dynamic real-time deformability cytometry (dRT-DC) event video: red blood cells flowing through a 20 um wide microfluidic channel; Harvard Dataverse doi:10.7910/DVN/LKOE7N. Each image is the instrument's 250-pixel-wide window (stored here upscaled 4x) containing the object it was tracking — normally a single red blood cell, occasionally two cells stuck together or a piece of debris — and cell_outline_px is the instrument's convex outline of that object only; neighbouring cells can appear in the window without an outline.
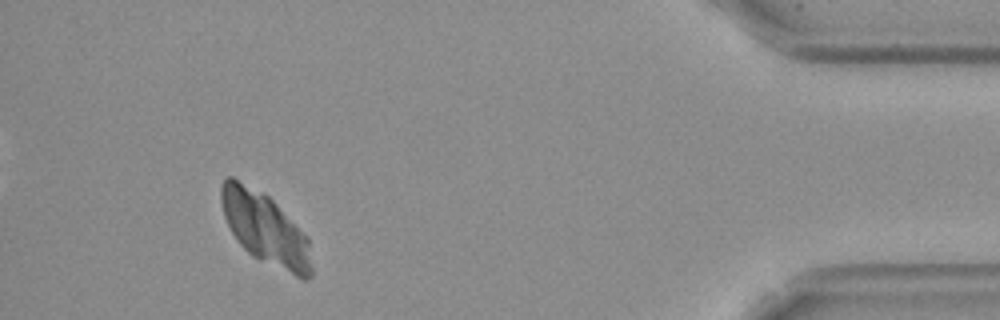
{"species": "Egyptian fruit bat (a non-hibernating species)", "species_latin": "Rousettus aegyptiacus", "temperature_condition": "cold", "stored_images_in_passage": 53, "camera_frame_rate_fps": 3000, "um_per_image_px": 0.085, "frame": {"image": 1, "passage_image": 49, "time_ms": 16.0, "image_size_px": [1000, 320], "cell_outline_px": [[312, 276], [308, 280], [304, 280], [260, 260], [252, 256], [236, 240], [224, 216], [220, 200], [220, 184], [228, 176], [232, 176], [264, 192], [276, 204], [308, 240], [312, 268]], "centroid_in_image_um": [22.49, 19.43], "position_along_channel_um": 412.7, "area_um2": 37.45}}